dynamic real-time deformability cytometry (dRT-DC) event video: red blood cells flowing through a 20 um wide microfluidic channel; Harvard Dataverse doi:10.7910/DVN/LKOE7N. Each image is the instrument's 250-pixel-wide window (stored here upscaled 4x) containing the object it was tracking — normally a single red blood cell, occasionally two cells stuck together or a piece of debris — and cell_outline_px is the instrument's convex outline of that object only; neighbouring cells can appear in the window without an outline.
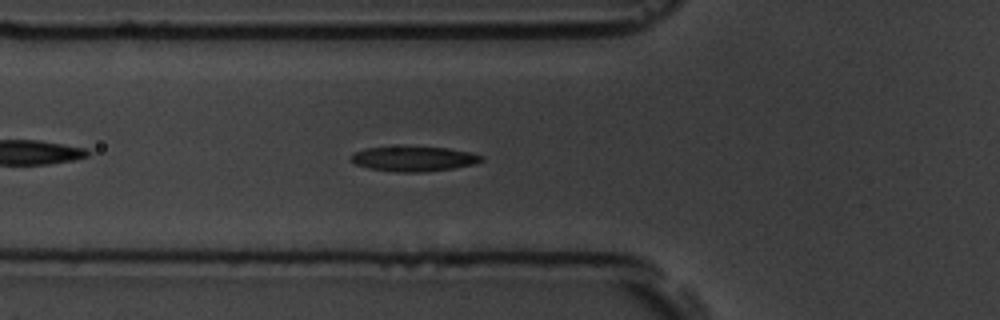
{"species": "common noctule bat (a hibernating species)", "species_latin": "Nyctalus noctula", "temperature_condition": "room temperature", "stored_images_in_passage": 44, "camera_frame_rate_fps": 3000, "um_per_image_px": 0.085, "animal": {"sex": "male", "body_mass_g": 19.5, "forearm_length_mm": 54.6}, "frame": {"image": 1, "passage_image": 7, "time_ms": 2.0, "image_size_px": [1000, 320], "cell_outline_px": [[484, 160], [472, 164], [452, 168], [424, 172], [396, 172], [368, 168], [356, 164], [352, 160], [352, 156], [356, 152], [364, 148], [404, 144], [448, 148], [468, 152], [484, 156]], "centroid_in_image_um": [35.15, 13.46], "position_along_channel_um": 90.7, "area_um2": 19.48}}
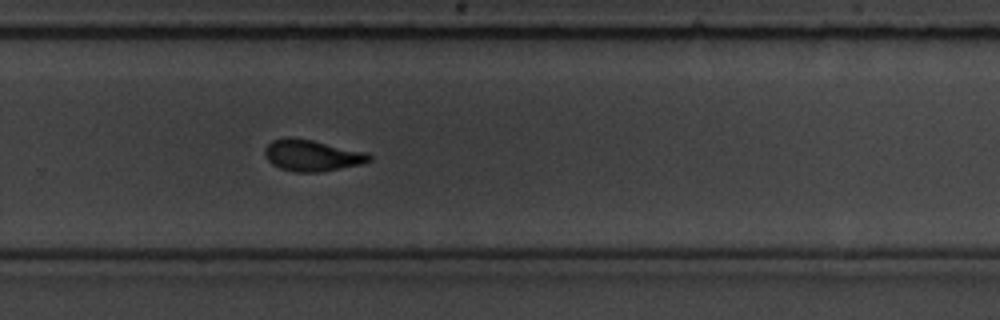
{"frame": {"image": 2, "passage_image": 25, "time_ms": 8.0, "image_size_px": [1000, 320], "cell_outline_px": [[372, 160], [360, 164], [320, 172], [296, 172], [280, 168], [272, 164], [268, 160], [264, 152], [264, 148], [272, 140], [288, 136], [312, 140], [368, 152], [372, 156]], "centroid_in_image_um": [26.52, 13.2], "position_along_channel_um": 303.3, "area_um2": 19.13}}
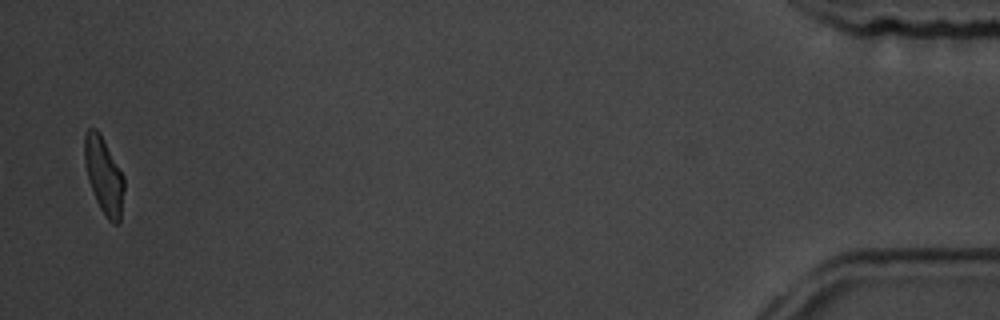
{"frame": {"image": 3, "passage_image": 43, "time_ms": 14.0, "image_size_px": [1000, 320], "cell_outline_px": [[124, 188], [120, 224], [112, 224], [108, 220], [100, 208], [96, 200], [88, 180], [84, 160], [84, 136], [88, 128], [96, 128], [100, 132], [124, 176]], "centroid_in_image_um": [8.83, 14.92], "position_along_channel_um": 426.4, "area_um2": 17.8}, "authors_computed_cell_mechanics": {"area_um2": 19.1607, "velocity_mm_per_s": 3.5438, "shape_relaxation_time_tau1_ms": 5.2632, "shape_relaxation_time_tau2_ms": 2.2642, "deformation_change_tau1": 0.1982, "deformation_change_tau2": 0.0763}}